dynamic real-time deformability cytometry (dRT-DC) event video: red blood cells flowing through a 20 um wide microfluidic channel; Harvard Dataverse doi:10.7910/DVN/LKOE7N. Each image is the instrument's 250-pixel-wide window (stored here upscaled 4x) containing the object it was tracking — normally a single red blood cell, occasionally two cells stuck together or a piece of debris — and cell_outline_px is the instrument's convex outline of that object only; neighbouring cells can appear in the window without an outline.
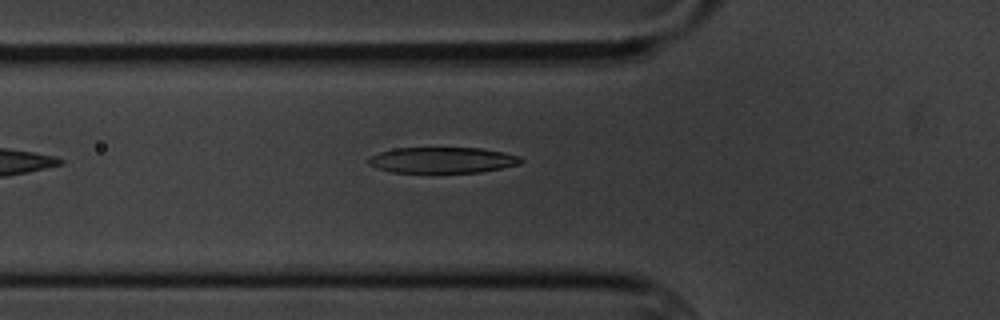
{"species": "common noctule bat (a hibernating species)", "species_latin": "Nyctalus noctula", "temperature_condition": "cold", "stored_images_in_passage": 5, "camera_frame_rate_fps": 3000, "um_per_image_px": 0.085, "animal": {"sex": "male", "body_mass_g": 20.1, "forearm_length_mm": 53.5}, "frame": {"image": 1, "passage_image": 5, "time_ms": 5.333, "image_size_px": [1000, 320], "cell_outline_px": [[524, 160], [520, 164], [480, 172], [392, 172], [376, 168], [368, 164], [364, 160], [380, 152], [392, 148], [480, 148], [504, 152], [520, 156]], "centroid_in_image_um": [37.58, 13.6], "position_along_channel_um": 88.2, "area_um2": 23.0}}